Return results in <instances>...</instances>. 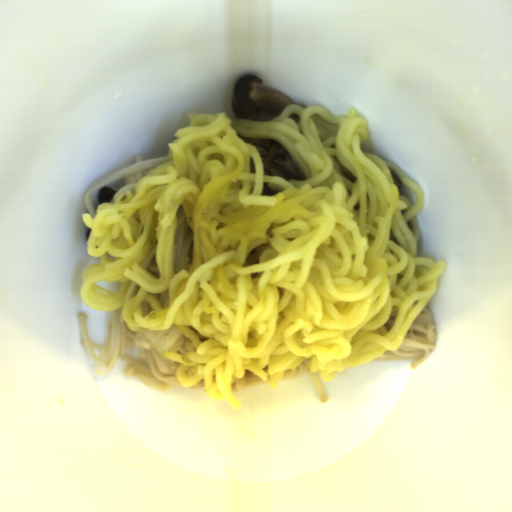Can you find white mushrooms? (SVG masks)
Returning <instances> with one entry per match:
<instances>
[{
	"instance_id": "obj_1",
	"label": "white mushrooms",
	"mask_w": 512,
	"mask_h": 512,
	"mask_svg": "<svg viewBox=\"0 0 512 512\" xmlns=\"http://www.w3.org/2000/svg\"><path fill=\"white\" fill-rule=\"evenodd\" d=\"M264 81L261 76L244 74L235 82L229 100L234 120L268 122L293 104L282 89H271Z\"/></svg>"
},
{
	"instance_id": "obj_2",
	"label": "white mushrooms",
	"mask_w": 512,
	"mask_h": 512,
	"mask_svg": "<svg viewBox=\"0 0 512 512\" xmlns=\"http://www.w3.org/2000/svg\"><path fill=\"white\" fill-rule=\"evenodd\" d=\"M254 146L262 162L263 175H274L285 181H304L305 174L280 141L265 137L240 136Z\"/></svg>"
},
{
	"instance_id": "obj_3",
	"label": "white mushrooms",
	"mask_w": 512,
	"mask_h": 512,
	"mask_svg": "<svg viewBox=\"0 0 512 512\" xmlns=\"http://www.w3.org/2000/svg\"><path fill=\"white\" fill-rule=\"evenodd\" d=\"M114 187H103L100 188V197L98 201V206L104 203H111L112 196L115 193Z\"/></svg>"
},
{
	"instance_id": "obj_4",
	"label": "white mushrooms",
	"mask_w": 512,
	"mask_h": 512,
	"mask_svg": "<svg viewBox=\"0 0 512 512\" xmlns=\"http://www.w3.org/2000/svg\"><path fill=\"white\" fill-rule=\"evenodd\" d=\"M391 177H392L394 185L396 186V188L398 190L399 196H401L402 182H401L399 176L391 170Z\"/></svg>"
},
{
	"instance_id": "obj_5",
	"label": "white mushrooms",
	"mask_w": 512,
	"mask_h": 512,
	"mask_svg": "<svg viewBox=\"0 0 512 512\" xmlns=\"http://www.w3.org/2000/svg\"><path fill=\"white\" fill-rule=\"evenodd\" d=\"M90 231H91V229L89 228V229H88V231H87V233H86V241H87V242H88V239H89Z\"/></svg>"
}]
</instances>
